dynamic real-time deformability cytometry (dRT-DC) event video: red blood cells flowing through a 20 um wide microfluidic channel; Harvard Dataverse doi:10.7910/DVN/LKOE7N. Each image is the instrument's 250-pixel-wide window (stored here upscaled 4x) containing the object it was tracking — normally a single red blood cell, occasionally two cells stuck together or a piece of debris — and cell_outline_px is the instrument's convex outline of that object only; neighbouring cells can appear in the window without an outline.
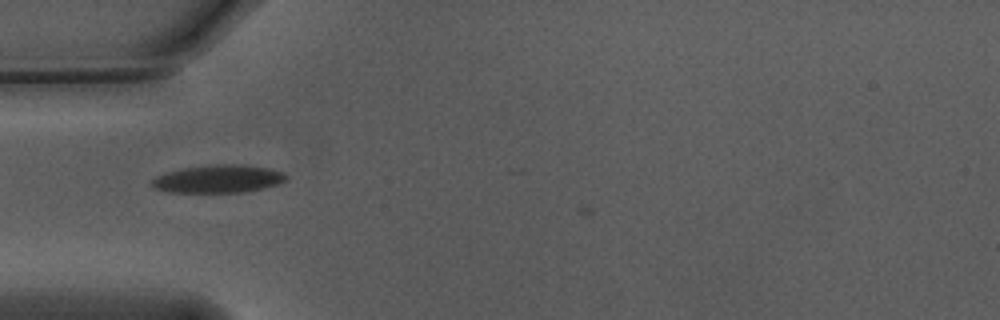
{"species": "Egyptian fruit bat (a non-hibernating species)", "species_latin": "Rousettus aegyptiacus", "temperature_condition": "warm", "stored_images_in_passage": 9, "camera_frame_rate_fps": 3000, "um_per_image_px": 0.085, "animal": {"sex": "male"}, "frame": {"image": 1, "passage_image": 7, "time_ms": 2.0, "image_size_px": [1000, 320], "cell_outline_px": [[288, 176], [284, 180], [276, 184], [264, 188], [244, 192], [168, 192], [156, 188], [148, 184], [156, 176], [168, 172], [184, 168], [212, 164], [244, 164], [268, 168], [284, 172]], "centroid_in_image_um": [18.55, 15.2], "position_along_channel_um": 66.4, "area_um2": 21.79}}